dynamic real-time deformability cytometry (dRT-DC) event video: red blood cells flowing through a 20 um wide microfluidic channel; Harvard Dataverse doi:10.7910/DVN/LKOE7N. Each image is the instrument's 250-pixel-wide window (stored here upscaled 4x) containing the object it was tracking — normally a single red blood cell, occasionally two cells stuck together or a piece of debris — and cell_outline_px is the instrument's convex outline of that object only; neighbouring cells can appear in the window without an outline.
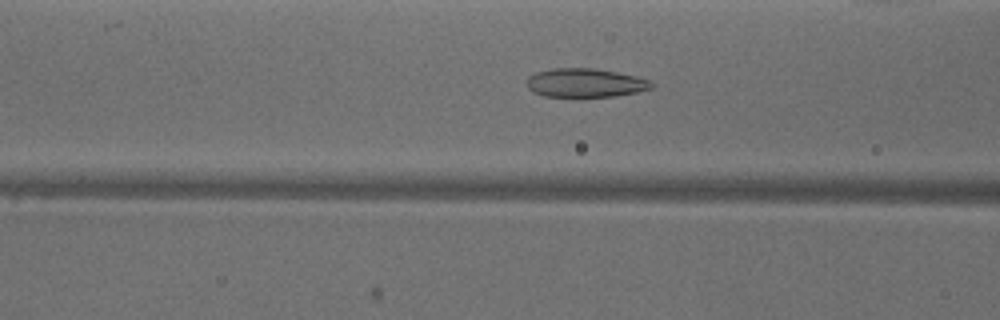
{"species": "common noctule bat (a hibernating species)", "species_latin": "Nyctalus noctula", "temperature_condition": "warm", "stored_images_in_passage": 50, "camera_frame_rate_fps": 3000, "um_per_image_px": 0.085, "animal": {"sex": "male", "body_mass_g": 18.8}, "frame": {"image": 1, "passage_image": 18, "time_ms": 5.667, "image_size_px": [1000, 320], "cell_outline_px": [[656, 84], [652, 88], [636, 92], [616, 96], [544, 96], [532, 92], [528, 88], [528, 76], [536, 72], [552, 68], [592, 68], [616, 72], [636, 76], [648, 80]], "centroid_in_image_um": [49.75, 7.04], "position_along_channel_um": 116.9, "area_um2": 20.81}}
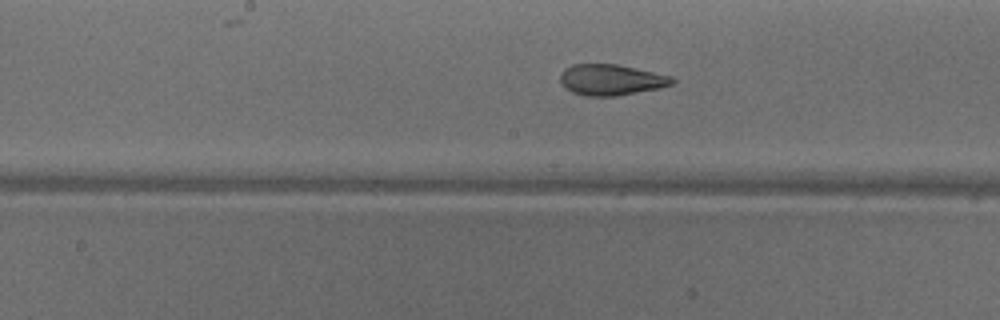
{"frame": {"image": 2, "passage_image": 24, "time_ms": 7.667, "image_size_px": [1000, 320], "cell_outline_px": [[676, 80], [672, 84], [660, 88], [616, 96], [584, 96], [572, 92], [560, 84], [560, 72], [564, 68], [572, 64], [616, 64], [672, 76]], "centroid_in_image_um": [51.91, 6.78], "position_along_channel_um": 196.3, "area_um2": 20.29}}
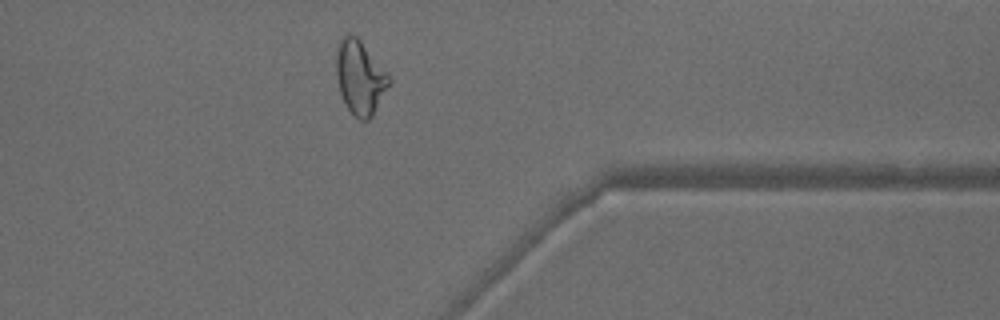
{"frame": {"image": 3, "passage_image": 39, "time_ms": 12.667, "image_size_px": [1000, 320], "cell_outline_px": [[392, 80], [372, 116], [368, 120], [360, 120], [344, 104], [340, 92], [336, 76], [336, 52], [340, 40], [348, 32], [352, 32], [360, 40], [388, 72]], "centroid_in_image_um": [30.6, 6.56], "position_along_channel_um": 380.8, "area_um2": 22.77}, "authors_computed_cell_mechanics": {"area_um2": 23.12, "velocity_mm_per_s": 3.956, "shape_relaxation_time_tau1_ms": 8.7495, "shape_relaxation_time_tau2_ms": 1.4077, "deformation_change_tau1": 0.231, "deformation_change_tau2": 0.073}}